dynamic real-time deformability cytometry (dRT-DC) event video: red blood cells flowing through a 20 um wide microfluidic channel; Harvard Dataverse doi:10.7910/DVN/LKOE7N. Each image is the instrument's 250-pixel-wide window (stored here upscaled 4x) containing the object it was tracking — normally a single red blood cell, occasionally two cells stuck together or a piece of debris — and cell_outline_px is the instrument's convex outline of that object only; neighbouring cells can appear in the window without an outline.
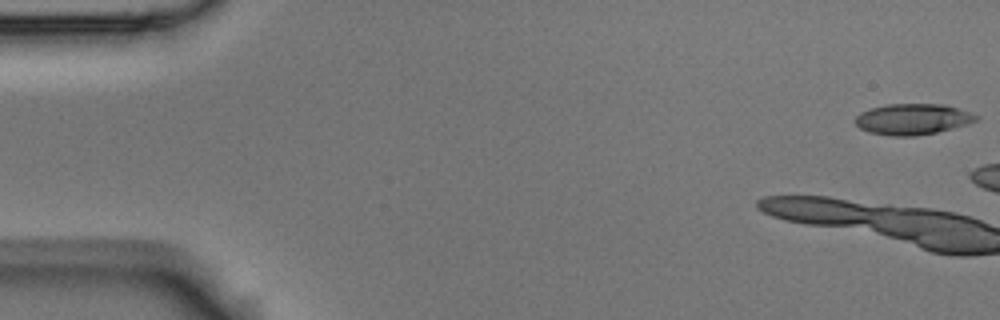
{"species": "Egyptian fruit bat (a non-hibernating species)", "species_latin": "Rousettus aegyptiacus", "temperature_condition": "room temperature", "stored_images_in_passage": 6, "camera_frame_rate_fps": 3000, "um_per_image_px": 0.085, "animal": {"sex": "male"}, "frame": {"image": 1, "passage_image": 1, "time_ms": 0.0, "image_size_px": [1000, 320], "cell_outline_px": [[980, 116], [976, 120], [968, 124], [936, 132], [916, 136], [892, 136], [868, 132], [860, 128], [852, 120], [860, 112], [868, 108], [888, 104], [944, 104]], "centroid_in_image_um": [77.52, 10.13], "position_along_channel_um": 7.5, "area_um2": 21.85}}